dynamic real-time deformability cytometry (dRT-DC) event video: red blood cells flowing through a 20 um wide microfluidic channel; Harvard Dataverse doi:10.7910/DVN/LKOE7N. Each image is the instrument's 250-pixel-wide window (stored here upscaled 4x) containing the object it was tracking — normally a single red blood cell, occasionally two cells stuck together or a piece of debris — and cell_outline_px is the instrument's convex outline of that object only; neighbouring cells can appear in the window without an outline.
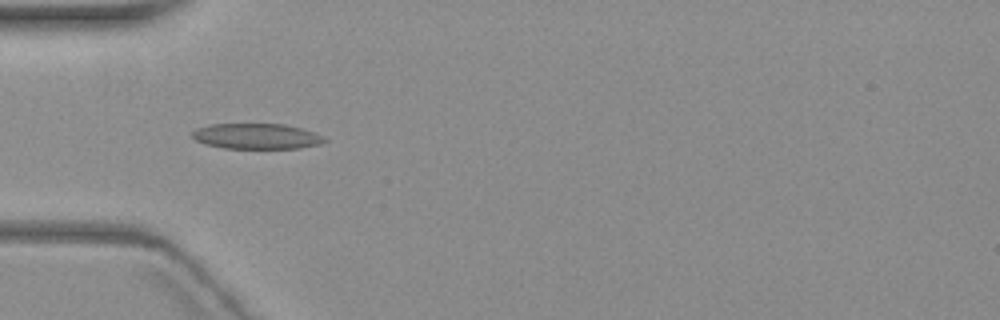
{"species": "common noctule bat (a hibernating species)", "species_latin": "Nyctalus noctula", "temperature_condition": "warm", "stored_images_in_passage": 5, "camera_frame_rate_fps": 3000, "um_per_image_px": 0.085, "animal": {"sex": "female", "body_mass_g": 19.3, "forearm_length_mm": 54.1}, "frame": {"image": 1, "passage_image": 5, "time_ms": 4.667, "image_size_px": [1000, 320], "cell_outline_px": [[328, 140], [320, 144], [300, 148], [224, 148], [204, 144], [196, 140], [192, 136], [192, 132], [196, 128], [212, 124], [284, 124], [316, 132], [324, 136]], "centroid_in_image_um": [21.83, 11.58], "position_along_channel_um": 63.2, "area_um2": 19.71}}